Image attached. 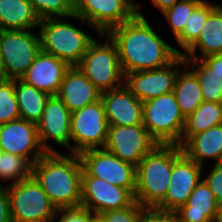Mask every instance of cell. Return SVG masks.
Masks as SVG:
<instances>
[{
  "label": "cell",
  "instance_id": "cell-1",
  "mask_svg": "<svg viewBox=\"0 0 222 222\" xmlns=\"http://www.w3.org/2000/svg\"><path fill=\"white\" fill-rule=\"evenodd\" d=\"M140 7L137 5V14L132 19L106 33L117 47L124 75L164 67L183 53L152 29Z\"/></svg>",
  "mask_w": 222,
  "mask_h": 222
},
{
  "label": "cell",
  "instance_id": "cell-2",
  "mask_svg": "<svg viewBox=\"0 0 222 222\" xmlns=\"http://www.w3.org/2000/svg\"><path fill=\"white\" fill-rule=\"evenodd\" d=\"M83 165L79 154L46 152L32 166V177L56 207L81 205Z\"/></svg>",
  "mask_w": 222,
  "mask_h": 222
},
{
  "label": "cell",
  "instance_id": "cell-3",
  "mask_svg": "<svg viewBox=\"0 0 222 222\" xmlns=\"http://www.w3.org/2000/svg\"><path fill=\"white\" fill-rule=\"evenodd\" d=\"M174 164V144H157L136 167L135 201L156 207L166 196Z\"/></svg>",
  "mask_w": 222,
  "mask_h": 222
},
{
  "label": "cell",
  "instance_id": "cell-4",
  "mask_svg": "<svg viewBox=\"0 0 222 222\" xmlns=\"http://www.w3.org/2000/svg\"><path fill=\"white\" fill-rule=\"evenodd\" d=\"M65 19H41L37 32L41 51L65 61L72 67L80 62L95 38Z\"/></svg>",
  "mask_w": 222,
  "mask_h": 222
},
{
  "label": "cell",
  "instance_id": "cell-5",
  "mask_svg": "<svg viewBox=\"0 0 222 222\" xmlns=\"http://www.w3.org/2000/svg\"><path fill=\"white\" fill-rule=\"evenodd\" d=\"M99 36L105 41L94 39L76 67L95 87L105 92L124 85L125 75L115 43L106 33Z\"/></svg>",
  "mask_w": 222,
  "mask_h": 222
},
{
  "label": "cell",
  "instance_id": "cell-6",
  "mask_svg": "<svg viewBox=\"0 0 222 222\" xmlns=\"http://www.w3.org/2000/svg\"><path fill=\"white\" fill-rule=\"evenodd\" d=\"M143 103V125L158 144L181 146L186 118L180 111L173 92L148 99Z\"/></svg>",
  "mask_w": 222,
  "mask_h": 222
},
{
  "label": "cell",
  "instance_id": "cell-7",
  "mask_svg": "<svg viewBox=\"0 0 222 222\" xmlns=\"http://www.w3.org/2000/svg\"><path fill=\"white\" fill-rule=\"evenodd\" d=\"M12 222H55L57 208L31 177L8 184Z\"/></svg>",
  "mask_w": 222,
  "mask_h": 222
},
{
  "label": "cell",
  "instance_id": "cell-8",
  "mask_svg": "<svg viewBox=\"0 0 222 222\" xmlns=\"http://www.w3.org/2000/svg\"><path fill=\"white\" fill-rule=\"evenodd\" d=\"M136 14L137 4L132 0H74V15L70 18L86 22L90 29L105 34Z\"/></svg>",
  "mask_w": 222,
  "mask_h": 222
},
{
  "label": "cell",
  "instance_id": "cell-9",
  "mask_svg": "<svg viewBox=\"0 0 222 222\" xmlns=\"http://www.w3.org/2000/svg\"><path fill=\"white\" fill-rule=\"evenodd\" d=\"M108 123L101 101L91 103L71 113V153L80 154L89 149L104 148L107 141Z\"/></svg>",
  "mask_w": 222,
  "mask_h": 222
},
{
  "label": "cell",
  "instance_id": "cell-10",
  "mask_svg": "<svg viewBox=\"0 0 222 222\" xmlns=\"http://www.w3.org/2000/svg\"><path fill=\"white\" fill-rule=\"evenodd\" d=\"M5 79H21L41 52L39 36L30 30H0Z\"/></svg>",
  "mask_w": 222,
  "mask_h": 222
},
{
  "label": "cell",
  "instance_id": "cell-11",
  "mask_svg": "<svg viewBox=\"0 0 222 222\" xmlns=\"http://www.w3.org/2000/svg\"><path fill=\"white\" fill-rule=\"evenodd\" d=\"M203 166L190 159L182 147L174 144V164L165 198L155 207L163 211H177L185 205L202 178Z\"/></svg>",
  "mask_w": 222,
  "mask_h": 222
},
{
  "label": "cell",
  "instance_id": "cell-12",
  "mask_svg": "<svg viewBox=\"0 0 222 222\" xmlns=\"http://www.w3.org/2000/svg\"><path fill=\"white\" fill-rule=\"evenodd\" d=\"M83 169L93 177L127 189L133 196L136 191V166L124 162L104 148L89 149L79 154Z\"/></svg>",
  "mask_w": 222,
  "mask_h": 222
},
{
  "label": "cell",
  "instance_id": "cell-13",
  "mask_svg": "<svg viewBox=\"0 0 222 222\" xmlns=\"http://www.w3.org/2000/svg\"><path fill=\"white\" fill-rule=\"evenodd\" d=\"M157 144L143 124L134 126L108 125L104 149L122 161L137 167L139 162Z\"/></svg>",
  "mask_w": 222,
  "mask_h": 222
},
{
  "label": "cell",
  "instance_id": "cell-14",
  "mask_svg": "<svg viewBox=\"0 0 222 222\" xmlns=\"http://www.w3.org/2000/svg\"><path fill=\"white\" fill-rule=\"evenodd\" d=\"M185 66V58L178 55L168 65L125 74L124 85L142 102L173 92L178 72Z\"/></svg>",
  "mask_w": 222,
  "mask_h": 222
},
{
  "label": "cell",
  "instance_id": "cell-15",
  "mask_svg": "<svg viewBox=\"0 0 222 222\" xmlns=\"http://www.w3.org/2000/svg\"><path fill=\"white\" fill-rule=\"evenodd\" d=\"M134 196L125 188L82 172L81 205L95 214L121 209L134 201Z\"/></svg>",
  "mask_w": 222,
  "mask_h": 222
},
{
  "label": "cell",
  "instance_id": "cell-16",
  "mask_svg": "<svg viewBox=\"0 0 222 222\" xmlns=\"http://www.w3.org/2000/svg\"><path fill=\"white\" fill-rule=\"evenodd\" d=\"M0 150L25 157L32 164L46 153L39 141L37 124L22 118L0 125Z\"/></svg>",
  "mask_w": 222,
  "mask_h": 222
},
{
  "label": "cell",
  "instance_id": "cell-17",
  "mask_svg": "<svg viewBox=\"0 0 222 222\" xmlns=\"http://www.w3.org/2000/svg\"><path fill=\"white\" fill-rule=\"evenodd\" d=\"M70 117L71 112L57 96L48 98L41 120L37 123L39 141L46 152H58L46 143L53 139L55 144L71 153Z\"/></svg>",
  "mask_w": 222,
  "mask_h": 222
},
{
  "label": "cell",
  "instance_id": "cell-18",
  "mask_svg": "<svg viewBox=\"0 0 222 222\" xmlns=\"http://www.w3.org/2000/svg\"><path fill=\"white\" fill-rule=\"evenodd\" d=\"M108 125L134 126L143 124V103L122 85L101 93Z\"/></svg>",
  "mask_w": 222,
  "mask_h": 222
},
{
  "label": "cell",
  "instance_id": "cell-19",
  "mask_svg": "<svg viewBox=\"0 0 222 222\" xmlns=\"http://www.w3.org/2000/svg\"><path fill=\"white\" fill-rule=\"evenodd\" d=\"M69 68L65 61L41 51L21 80L50 96H56Z\"/></svg>",
  "mask_w": 222,
  "mask_h": 222
},
{
  "label": "cell",
  "instance_id": "cell-20",
  "mask_svg": "<svg viewBox=\"0 0 222 222\" xmlns=\"http://www.w3.org/2000/svg\"><path fill=\"white\" fill-rule=\"evenodd\" d=\"M101 93L76 66H72L66 71L56 96L72 113L99 101Z\"/></svg>",
  "mask_w": 222,
  "mask_h": 222
},
{
  "label": "cell",
  "instance_id": "cell-21",
  "mask_svg": "<svg viewBox=\"0 0 222 222\" xmlns=\"http://www.w3.org/2000/svg\"><path fill=\"white\" fill-rule=\"evenodd\" d=\"M219 204L203 180L196 185L185 205L175 211L178 222H216Z\"/></svg>",
  "mask_w": 222,
  "mask_h": 222
},
{
  "label": "cell",
  "instance_id": "cell-22",
  "mask_svg": "<svg viewBox=\"0 0 222 222\" xmlns=\"http://www.w3.org/2000/svg\"><path fill=\"white\" fill-rule=\"evenodd\" d=\"M216 8L208 15L200 30L197 40L181 55L185 59H197L222 53V6L214 4ZM200 55H197V50Z\"/></svg>",
  "mask_w": 222,
  "mask_h": 222
},
{
  "label": "cell",
  "instance_id": "cell-23",
  "mask_svg": "<svg viewBox=\"0 0 222 222\" xmlns=\"http://www.w3.org/2000/svg\"><path fill=\"white\" fill-rule=\"evenodd\" d=\"M183 152L197 164L203 166L206 159L222 162V124L193 135L183 146Z\"/></svg>",
  "mask_w": 222,
  "mask_h": 222
},
{
  "label": "cell",
  "instance_id": "cell-24",
  "mask_svg": "<svg viewBox=\"0 0 222 222\" xmlns=\"http://www.w3.org/2000/svg\"><path fill=\"white\" fill-rule=\"evenodd\" d=\"M40 18L28 0H0V30H33Z\"/></svg>",
  "mask_w": 222,
  "mask_h": 222
},
{
  "label": "cell",
  "instance_id": "cell-25",
  "mask_svg": "<svg viewBox=\"0 0 222 222\" xmlns=\"http://www.w3.org/2000/svg\"><path fill=\"white\" fill-rule=\"evenodd\" d=\"M183 68L185 71L178 72L173 93L181 113L187 118L203 102V96L196 74L186 64Z\"/></svg>",
  "mask_w": 222,
  "mask_h": 222
},
{
  "label": "cell",
  "instance_id": "cell-26",
  "mask_svg": "<svg viewBox=\"0 0 222 222\" xmlns=\"http://www.w3.org/2000/svg\"><path fill=\"white\" fill-rule=\"evenodd\" d=\"M14 88L20 117L37 124L41 120L46 101L50 95L21 79H14Z\"/></svg>",
  "mask_w": 222,
  "mask_h": 222
},
{
  "label": "cell",
  "instance_id": "cell-27",
  "mask_svg": "<svg viewBox=\"0 0 222 222\" xmlns=\"http://www.w3.org/2000/svg\"><path fill=\"white\" fill-rule=\"evenodd\" d=\"M222 124V104L202 102L200 106L186 118L181 147L193 136L213 126Z\"/></svg>",
  "mask_w": 222,
  "mask_h": 222
},
{
  "label": "cell",
  "instance_id": "cell-28",
  "mask_svg": "<svg viewBox=\"0 0 222 222\" xmlns=\"http://www.w3.org/2000/svg\"><path fill=\"white\" fill-rule=\"evenodd\" d=\"M185 64L196 74L203 96V102L222 104V77L213 73L200 60L185 59Z\"/></svg>",
  "mask_w": 222,
  "mask_h": 222
},
{
  "label": "cell",
  "instance_id": "cell-29",
  "mask_svg": "<svg viewBox=\"0 0 222 222\" xmlns=\"http://www.w3.org/2000/svg\"><path fill=\"white\" fill-rule=\"evenodd\" d=\"M216 8L214 3L203 0L191 13L183 32L176 38V42L184 52L197 40L200 30L208 15Z\"/></svg>",
  "mask_w": 222,
  "mask_h": 222
},
{
  "label": "cell",
  "instance_id": "cell-30",
  "mask_svg": "<svg viewBox=\"0 0 222 222\" xmlns=\"http://www.w3.org/2000/svg\"><path fill=\"white\" fill-rule=\"evenodd\" d=\"M33 164L25 157L0 150V180L11 184L32 177Z\"/></svg>",
  "mask_w": 222,
  "mask_h": 222
},
{
  "label": "cell",
  "instance_id": "cell-31",
  "mask_svg": "<svg viewBox=\"0 0 222 222\" xmlns=\"http://www.w3.org/2000/svg\"><path fill=\"white\" fill-rule=\"evenodd\" d=\"M202 1L203 0H181L163 12L175 39L183 32L189 16Z\"/></svg>",
  "mask_w": 222,
  "mask_h": 222
},
{
  "label": "cell",
  "instance_id": "cell-32",
  "mask_svg": "<svg viewBox=\"0 0 222 222\" xmlns=\"http://www.w3.org/2000/svg\"><path fill=\"white\" fill-rule=\"evenodd\" d=\"M19 118L21 117L15 95L14 79L0 80V125Z\"/></svg>",
  "mask_w": 222,
  "mask_h": 222
},
{
  "label": "cell",
  "instance_id": "cell-33",
  "mask_svg": "<svg viewBox=\"0 0 222 222\" xmlns=\"http://www.w3.org/2000/svg\"><path fill=\"white\" fill-rule=\"evenodd\" d=\"M40 19L74 15V0H28Z\"/></svg>",
  "mask_w": 222,
  "mask_h": 222
},
{
  "label": "cell",
  "instance_id": "cell-34",
  "mask_svg": "<svg viewBox=\"0 0 222 222\" xmlns=\"http://www.w3.org/2000/svg\"><path fill=\"white\" fill-rule=\"evenodd\" d=\"M144 207L137 201L121 209L99 213L103 222H139L141 211Z\"/></svg>",
  "mask_w": 222,
  "mask_h": 222
},
{
  "label": "cell",
  "instance_id": "cell-35",
  "mask_svg": "<svg viewBox=\"0 0 222 222\" xmlns=\"http://www.w3.org/2000/svg\"><path fill=\"white\" fill-rule=\"evenodd\" d=\"M60 215V216H59ZM96 214L82 205L57 208V222H91Z\"/></svg>",
  "mask_w": 222,
  "mask_h": 222
},
{
  "label": "cell",
  "instance_id": "cell-36",
  "mask_svg": "<svg viewBox=\"0 0 222 222\" xmlns=\"http://www.w3.org/2000/svg\"><path fill=\"white\" fill-rule=\"evenodd\" d=\"M203 181L214 194L216 202L222 204V162L215 163Z\"/></svg>",
  "mask_w": 222,
  "mask_h": 222
},
{
  "label": "cell",
  "instance_id": "cell-37",
  "mask_svg": "<svg viewBox=\"0 0 222 222\" xmlns=\"http://www.w3.org/2000/svg\"><path fill=\"white\" fill-rule=\"evenodd\" d=\"M139 222H178L173 211H163L155 207H144Z\"/></svg>",
  "mask_w": 222,
  "mask_h": 222
},
{
  "label": "cell",
  "instance_id": "cell-38",
  "mask_svg": "<svg viewBox=\"0 0 222 222\" xmlns=\"http://www.w3.org/2000/svg\"><path fill=\"white\" fill-rule=\"evenodd\" d=\"M0 222H12L7 184L3 187L0 184Z\"/></svg>",
  "mask_w": 222,
  "mask_h": 222
},
{
  "label": "cell",
  "instance_id": "cell-39",
  "mask_svg": "<svg viewBox=\"0 0 222 222\" xmlns=\"http://www.w3.org/2000/svg\"><path fill=\"white\" fill-rule=\"evenodd\" d=\"M200 61L213 70V73L222 77V53L205 56Z\"/></svg>",
  "mask_w": 222,
  "mask_h": 222
},
{
  "label": "cell",
  "instance_id": "cell-40",
  "mask_svg": "<svg viewBox=\"0 0 222 222\" xmlns=\"http://www.w3.org/2000/svg\"><path fill=\"white\" fill-rule=\"evenodd\" d=\"M179 1L181 0H151V3L163 13L166 9L174 6Z\"/></svg>",
  "mask_w": 222,
  "mask_h": 222
},
{
  "label": "cell",
  "instance_id": "cell-41",
  "mask_svg": "<svg viewBox=\"0 0 222 222\" xmlns=\"http://www.w3.org/2000/svg\"><path fill=\"white\" fill-rule=\"evenodd\" d=\"M4 79H5V70H4L2 53L0 51V80H4Z\"/></svg>",
  "mask_w": 222,
  "mask_h": 222
},
{
  "label": "cell",
  "instance_id": "cell-42",
  "mask_svg": "<svg viewBox=\"0 0 222 222\" xmlns=\"http://www.w3.org/2000/svg\"><path fill=\"white\" fill-rule=\"evenodd\" d=\"M216 222H222V204L219 205L218 216Z\"/></svg>",
  "mask_w": 222,
  "mask_h": 222
},
{
  "label": "cell",
  "instance_id": "cell-43",
  "mask_svg": "<svg viewBox=\"0 0 222 222\" xmlns=\"http://www.w3.org/2000/svg\"><path fill=\"white\" fill-rule=\"evenodd\" d=\"M91 222H103V220H102V218H101L98 214H96V215L92 218Z\"/></svg>",
  "mask_w": 222,
  "mask_h": 222
}]
</instances>
